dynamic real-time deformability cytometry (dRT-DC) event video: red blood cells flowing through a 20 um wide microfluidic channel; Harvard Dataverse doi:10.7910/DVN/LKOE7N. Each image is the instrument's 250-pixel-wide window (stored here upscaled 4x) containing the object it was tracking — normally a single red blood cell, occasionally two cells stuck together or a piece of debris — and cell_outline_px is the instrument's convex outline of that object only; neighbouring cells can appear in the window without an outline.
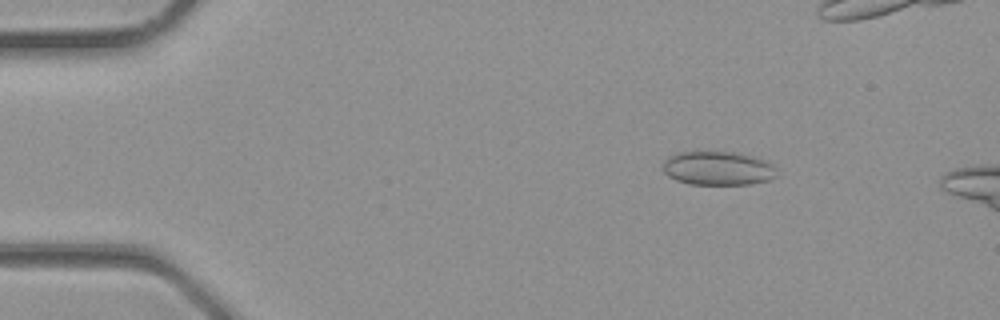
{"species": "common noctule bat (a hibernating species)", "species_latin": "Nyctalus noctula", "temperature_condition": "room temperature", "stored_images_in_passage": 35, "camera_frame_rate_fps": 3000, "um_per_image_px": 0.085, "animal": {"sex": "male", "body_mass_g": 23.1, "forearm_length_mm": 52.7}, "frame": {"image": 1, "passage_image": 6, "time_ms": 1.667, "image_size_px": [1000, 320], "cell_outline_px": [[776, 176], [768, 180], [752, 184], [688, 184], [676, 180], [668, 176], [664, 172], [664, 160], [668, 156], [676, 152], [736, 152], [752, 156], [764, 160], [772, 164]], "centroid_in_image_um": [60.99, 14.3], "position_along_channel_um": 24.0, "area_um2": 22.37}}
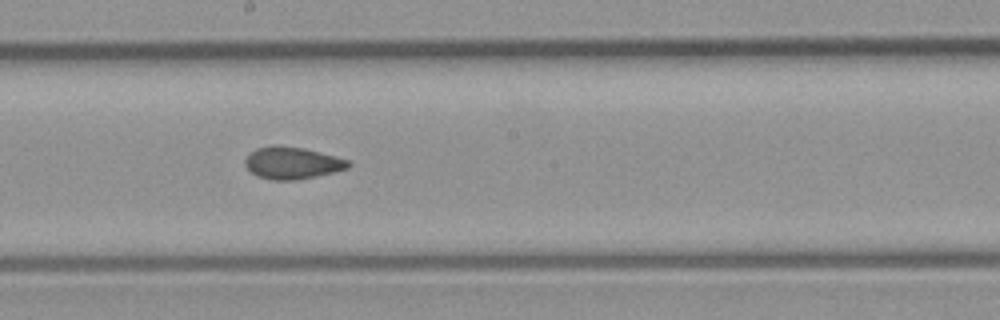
{"frame": {"image": 2, "passage_image": 20, "time_ms": 6.333, "image_size_px": [1000, 320], "cell_outline_px": [[352, 164], [348, 168], [316, 176], [292, 180], [272, 180], [256, 176], [244, 164], [244, 160], [256, 148], [272, 144], [276, 144], [304, 148], [348, 160]], "centroid_in_image_um": [24.8, 13.84], "position_along_channel_um": 223.4, "area_um2": 19.19}}
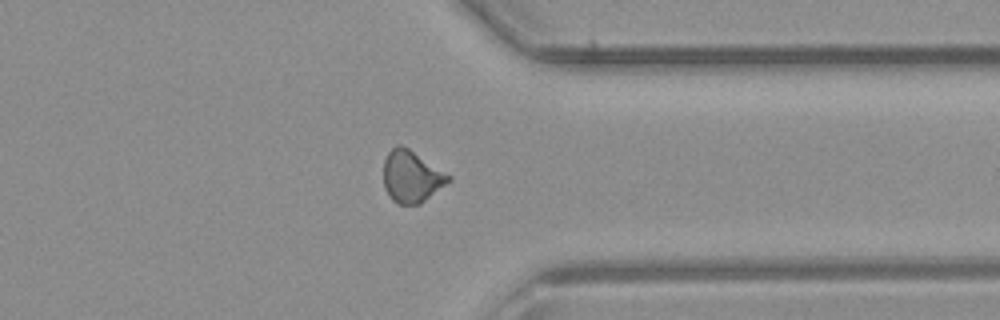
{"frame": {"image": 3, "passage_image": 28, "time_ms": 9.0, "image_size_px": [1000, 320], "cell_outline_px": [[452, 180], [420, 204], [400, 204], [392, 200], [384, 188], [384, 160], [388, 152], [396, 144], [400, 144], [408, 148], [452, 176]], "centroid_in_image_um": [34.98, 15.0], "position_along_channel_um": 376.4, "area_um2": 19.59}}